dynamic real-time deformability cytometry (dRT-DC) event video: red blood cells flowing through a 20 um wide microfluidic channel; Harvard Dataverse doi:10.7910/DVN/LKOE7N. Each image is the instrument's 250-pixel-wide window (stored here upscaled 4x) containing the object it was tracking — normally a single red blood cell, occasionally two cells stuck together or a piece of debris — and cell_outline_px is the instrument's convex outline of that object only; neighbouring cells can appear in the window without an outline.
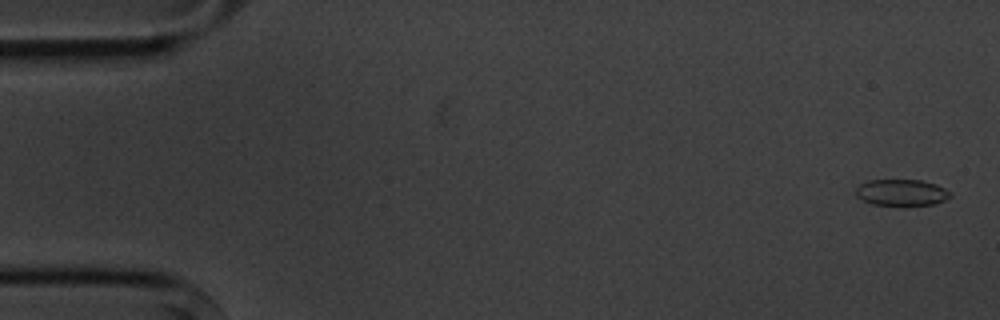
{"species": "common noctule bat (a hibernating species)", "species_latin": "Nyctalus noctula", "temperature_condition": "cold", "stored_images_in_passage": 5, "camera_frame_rate_fps": 3000, "um_per_image_px": 0.085, "animal": {"sex": "male", "body_mass_g": 20.1, "forearm_length_mm": 53.5}, "frame": {"image": 1, "passage_image": 1, "time_ms": 0.0, "image_size_px": [1000, 320], "cell_outline_px": [[952, 196], [936, 204], [904, 208], [872, 204], [856, 196], [856, 188], [860, 184], [868, 180], [920, 180], [936, 184], [952, 192]], "centroid_in_image_um": [76.66, 16.41], "position_along_channel_um": 8.3, "area_um2": 15.2}}
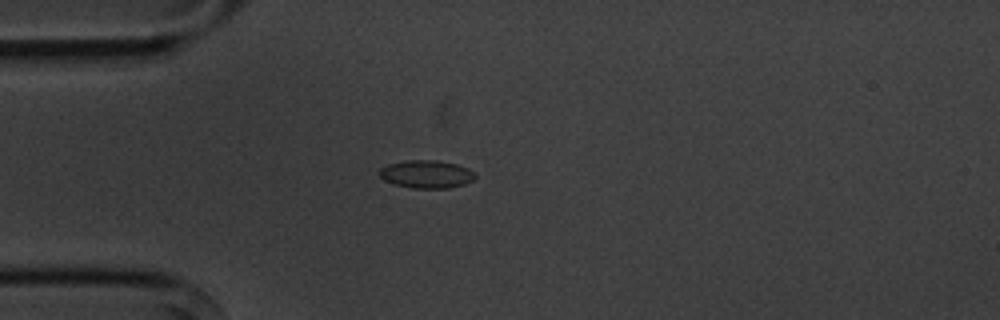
{"frame": {"image": 2, "passage_image": 4, "time_ms": 4.333, "image_size_px": [1000, 320], "cell_outline_px": [[476, 176], [472, 180], [464, 184], [448, 188], [412, 188], [392, 184], [384, 180], [380, 176], [380, 168], [388, 164], [404, 160], [436, 160], [456, 164], [468, 168]], "centroid_in_image_um": [36.21, 14.8], "position_along_channel_um": 48.8, "area_um2": 15.55}}